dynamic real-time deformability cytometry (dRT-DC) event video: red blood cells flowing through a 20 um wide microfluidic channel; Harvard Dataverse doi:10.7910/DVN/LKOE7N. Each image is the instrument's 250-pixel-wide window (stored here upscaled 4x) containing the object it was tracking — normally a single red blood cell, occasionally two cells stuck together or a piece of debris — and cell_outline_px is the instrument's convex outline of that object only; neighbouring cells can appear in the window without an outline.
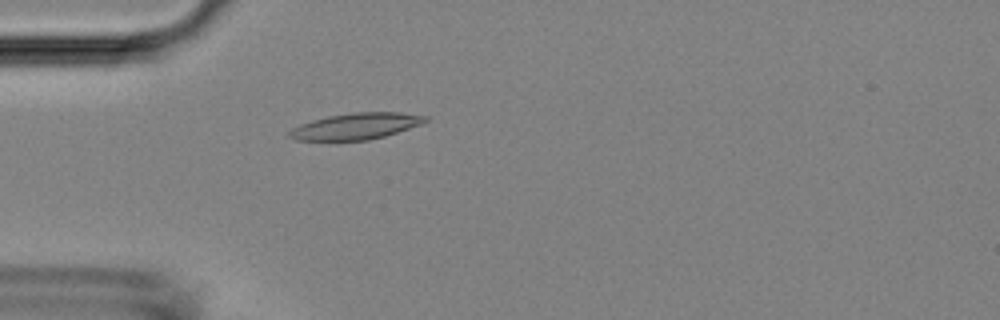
{"species": "Egyptian fruit bat (a non-hibernating species)", "species_latin": "Rousettus aegyptiacus", "temperature_condition": "room temperature", "stored_images_in_passage": 4, "camera_frame_rate_fps": 3000, "um_per_image_px": 0.085, "animal": {"sex": "female"}, "frame": {"image": 1, "passage_image": 4, "time_ms": 3.333, "image_size_px": [1000, 320], "cell_outline_px": [[428, 120], [420, 124], [384, 136], [368, 140], [336, 144], [296, 140], [288, 136], [288, 132], [292, 128], [300, 124], [312, 120], [328, 116], [352, 112], [400, 112], [428, 116]], "centroid_in_image_um": [30.14, 10.78], "position_along_channel_um": 54.9, "area_um2": 21.73}}